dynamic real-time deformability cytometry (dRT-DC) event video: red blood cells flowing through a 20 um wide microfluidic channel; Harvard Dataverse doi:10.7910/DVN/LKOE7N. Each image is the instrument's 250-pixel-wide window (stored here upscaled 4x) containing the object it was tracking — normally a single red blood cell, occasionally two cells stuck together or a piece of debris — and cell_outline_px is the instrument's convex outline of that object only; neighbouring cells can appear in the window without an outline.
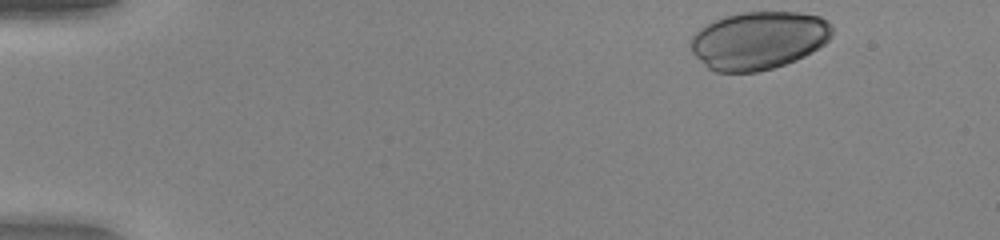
{"species": "human", "species_latin": "Homo sapiens", "temperature_condition": "warm", "stored_images_in_passage": 38, "camera_frame_rate_fps": 3000, "um_per_image_px": 0.085, "donor": {"sex": "female"}, "frame": {"image": 1, "passage_image": 1, "time_ms": 0.0, "image_size_px": [1000, 240], "cell_outline_px": [[832, 36], [824, 44], [812, 52], [796, 60], [772, 68], [756, 72], [716, 72], [708, 68], [692, 52], [692, 36], [700, 28], [724, 16], [740, 12], [800, 12], [820, 16], [832, 24]], "centroid_in_image_um": [64.51, 3.42], "position_along_channel_um": 20.5, "area_um2": 47.69}}
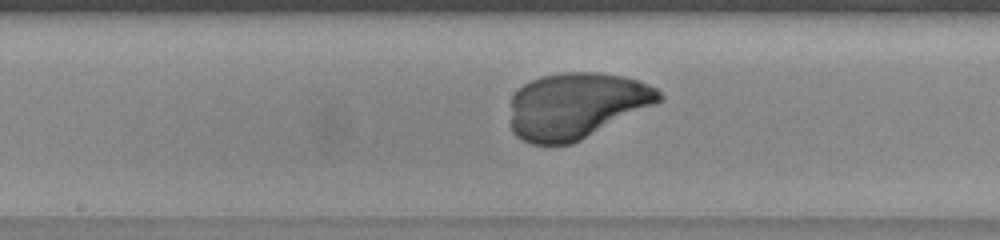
{"frame": {"image": 2, "passage_image": 23, "time_ms": 7.333, "image_size_px": [1000, 240], "cell_outline_px": [[664, 100], [656, 104], [572, 144], [528, 144], [520, 140], [512, 132], [512, 96], [524, 84], [540, 76], [560, 72], [596, 72], [624, 76], [636, 80], [656, 88], [664, 96]], "centroid_in_image_um": [49.0, 8.98], "position_along_channel_um": 199.2, "area_um2": 57.34}}
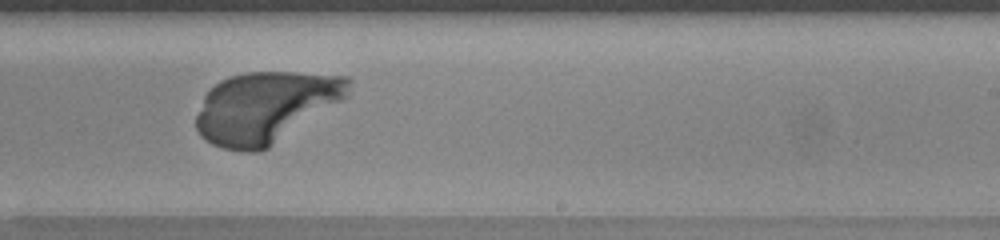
{"frame": {"image": 3, "passage_image": 28, "time_ms": 9.0, "image_size_px": [1000, 240], "cell_outline_px": [[352, 84], [348, 96], [268, 148], [260, 152], [244, 152], [224, 148], [212, 144], [204, 140], [200, 136], [196, 128], [196, 116], [204, 96], [220, 80], [244, 72], [296, 72], [348, 76], [352, 80]], "centroid_in_image_um": [22.57, 9.11], "position_along_channel_um": 266.4, "area_um2": 63.12}}